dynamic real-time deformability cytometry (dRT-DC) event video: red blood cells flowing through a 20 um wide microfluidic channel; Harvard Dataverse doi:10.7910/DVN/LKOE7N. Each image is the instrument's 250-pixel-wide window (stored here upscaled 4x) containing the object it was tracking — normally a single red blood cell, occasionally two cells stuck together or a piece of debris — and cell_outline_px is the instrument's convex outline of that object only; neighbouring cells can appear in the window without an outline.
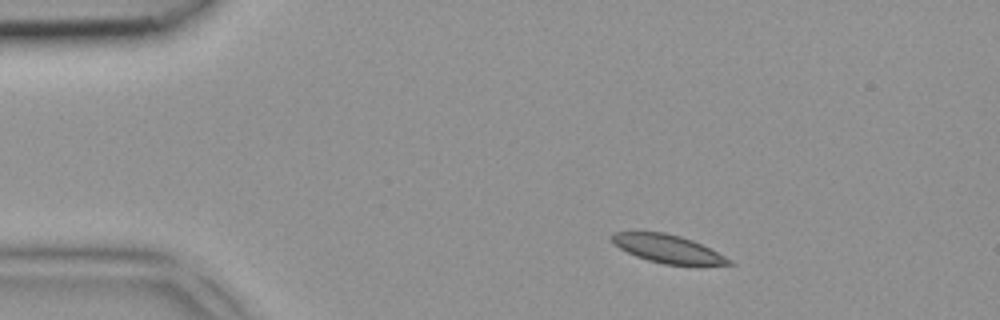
{"species": "common noctule bat (a hibernating species)", "species_latin": "Nyctalus noctula", "temperature_condition": "room temperature", "stored_images_in_passage": 3, "segment_of_instrument_passage": [1, 2], "camera_frame_rate_fps": 3000, "um_per_image_px": 0.085, "animal": {"sex": "female", "body_mass_g": 18.4}, "frame": {"image": 1, "passage_image": 1, "time_ms": 0.0, "image_size_px": [1000, 320], "cell_outline_px": [[736, 264], [664, 264], [648, 260], [636, 256], [620, 248], [612, 240], [612, 232], [636, 228], [664, 232], [680, 236], [692, 240], [732, 260]], "centroid_in_image_um": [56.63, 21.08], "position_along_channel_um": 28.4, "area_um2": 19.31}}